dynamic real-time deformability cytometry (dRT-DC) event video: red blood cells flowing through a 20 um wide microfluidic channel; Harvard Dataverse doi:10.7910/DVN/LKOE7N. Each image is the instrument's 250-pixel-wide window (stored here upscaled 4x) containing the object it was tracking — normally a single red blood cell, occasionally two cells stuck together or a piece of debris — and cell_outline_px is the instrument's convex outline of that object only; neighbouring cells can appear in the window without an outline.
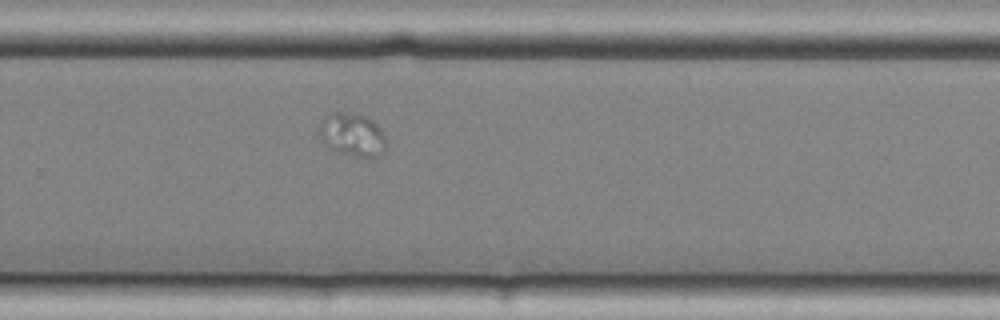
{"species": "common noctule bat (a hibernating species)", "species_latin": "Nyctalus noctula", "temperature_condition": "cold", "stored_images_in_passage": 11, "camera_frame_rate_fps": 3000, "um_per_image_px": 0.085, "animal": {"sex": "female", "body_mass_g": 25.1}, "frame": {"image": 1, "passage_image": 11, "time_ms": 3.333, "image_size_px": [1000, 320], "cell_outline_px": [[384, 152], [380, 156], [356, 156], [336, 152], [328, 148], [320, 136], [320, 124], [332, 112], [360, 112], [368, 116], [384, 132]], "centroid_in_image_um": [29.96, 11.43], "position_along_channel_um": 299.8, "area_um2": 16.82}}